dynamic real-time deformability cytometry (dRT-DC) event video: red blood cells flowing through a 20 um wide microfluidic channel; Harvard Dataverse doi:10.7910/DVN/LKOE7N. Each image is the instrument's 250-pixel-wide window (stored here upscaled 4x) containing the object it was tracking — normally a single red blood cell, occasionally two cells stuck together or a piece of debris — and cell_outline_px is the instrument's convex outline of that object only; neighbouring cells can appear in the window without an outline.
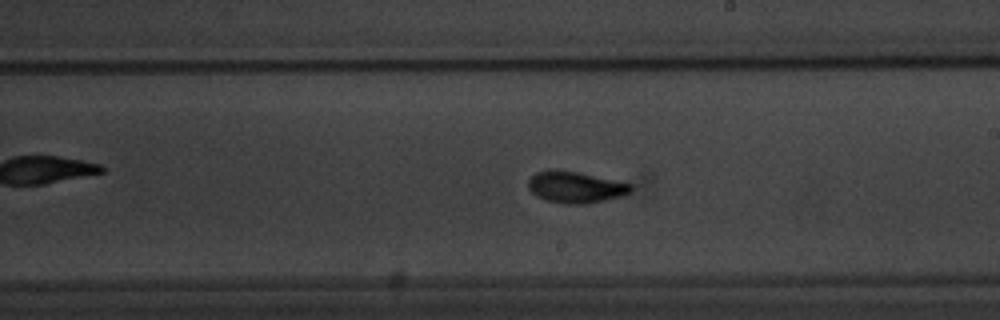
{"species": "common noctule bat (a hibernating species)", "species_latin": "Nyctalus noctula", "temperature_condition": "warm", "stored_images_in_passage": 54, "camera_frame_rate_fps": 3000, "um_per_image_px": 0.085, "animal": {"sex": "male", "body_mass_g": 20.1, "forearm_length_mm": 53.5}, "frame": {"image": 1, "passage_image": 31, "time_ms": 10.0, "image_size_px": [1000, 320], "cell_outline_px": [[632, 188], [628, 192], [620, 196], [588, 204], [564, 204], [548, 200], [536, 196], [528, 188], [528, 180], [536, 172], [548, 168], [556, 168], [580, 172], [632, 184]], "centroid_in_image_um": [48.86, 15.88], "position_along_channel_um": 240.1, "area_um2": 18.96}}
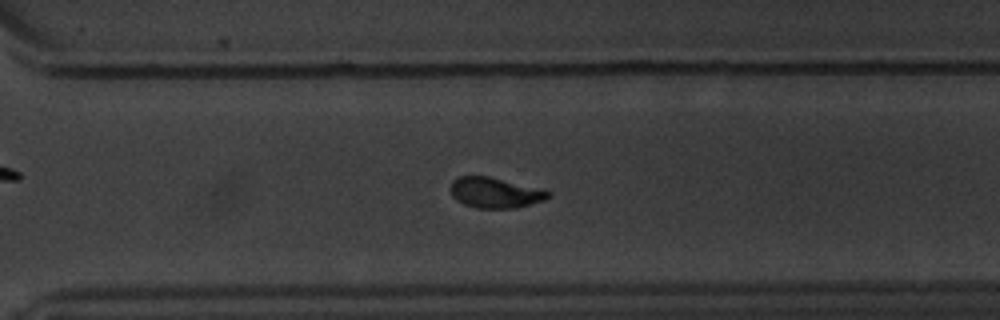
{"frame": {"image": 2, "passage_image": 38, "time_ms": 12.333, "image_size_px": [1000, 320], "cell_outline_px": [[552, 196], [544, 200], [516, 208], [476, 208], [464, 204], [456, 200], [452, 196], [448, 188], [452, 180], [460, 176], [488, 176], [544, 188], [552, 192]], "centroid_in_image_um": [42.1, 16.37], "position_along_channel_um": 328.5, "area_um2": 17.8}}
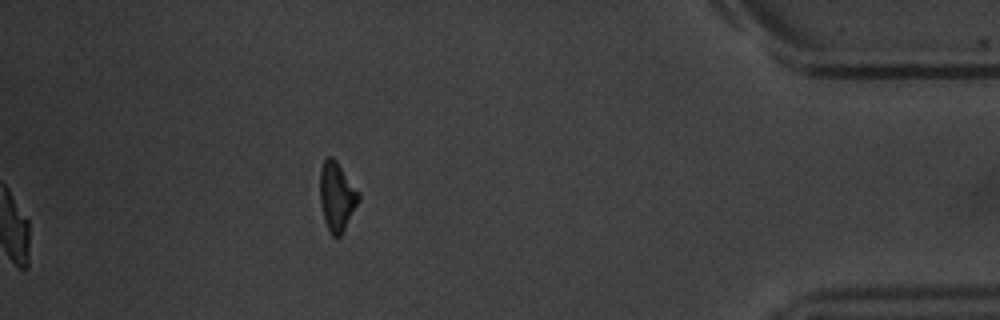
{"frame": {"image": 3, "passage_image": 54, "time_ms": 17.667, "image_size_px": [1000, 320], "cell_outline_px": [[360, 200], [340, 236], [332, 236], [324, 220], [320, 204], [320, 168], [324, 160], [328, 156], [332, 156], [336, 160], [360, 192]], "centroid_in_image_um": [28.63, 16.67], "position_along_channel_um": 406.6, "area_um2": 15.55}, "authors_computed_cell_mechanics": {"area_um2": 17.5712, "velocity_mm_per_s": 3.808, "shape_relaxation_time_tau1_ms": 2.8463, "shape_relaxation_time_tau2_ms": 1.3572, "deformation_change_tau1": 0.1561, "deformation_change_tau2": 0.0632}}